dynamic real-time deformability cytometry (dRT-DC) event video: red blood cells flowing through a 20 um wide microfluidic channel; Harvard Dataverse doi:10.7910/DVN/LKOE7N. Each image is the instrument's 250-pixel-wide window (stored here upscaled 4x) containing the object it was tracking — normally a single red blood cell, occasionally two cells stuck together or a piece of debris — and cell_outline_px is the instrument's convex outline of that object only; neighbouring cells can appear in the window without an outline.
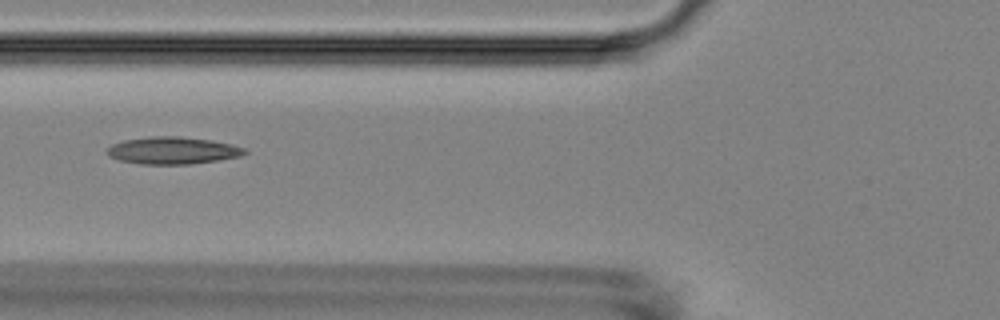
{"species": "Egyptian fruit bat (a non-hibernating species)", "species_latin": "Rousettus aegyptiacus", "temperature_condition": "room temperature", "stored_images_in_passage": 7, "camera_frame_rate_fps": 3000, "um_per_image_px": 0.085, "animal": {"sex": "female"}, "frame": {"image": 1, "passage_image": 6, "time_ms": 5.667, "image_size_px": [1000, 320], "cell_outline_px": [[248, 152], [240, 156], [216, 160], [188, 164], [140, 164], [120, 160], [108, 156], [104, 152], [112, 144], [124, 140], [152, 136], [180, 136], [212, 140], [244, 148]], "centroid_in_image_um": [14.62, 12.79], "position_along_channel_um": 111.2, "area_um2": 21.68}}
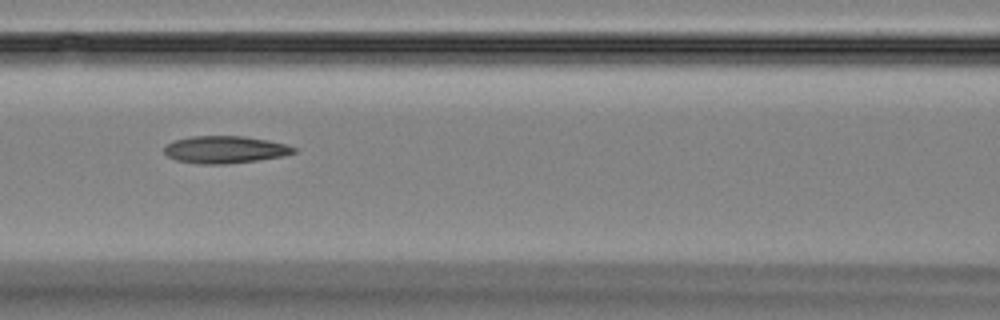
{"frame": {"image": 2, "passage_image": 7, "time_ms": 6.667, "image_size_px": [1000, 320], "cell_outline_px": [[296, 152], [280, 156], [256, 160], [224, 164], [200, 164], [176, 160], [168, 156], [164, 152], [164, 148], [168, 144], [176, 140], [192, 136], [244, 136], [268, 140], [284, 144], [296, 148]], "centroid_in_image_um": [19.11, 12.71], "position_along_channel_um": 147.5, "area_um2": 20.29}}